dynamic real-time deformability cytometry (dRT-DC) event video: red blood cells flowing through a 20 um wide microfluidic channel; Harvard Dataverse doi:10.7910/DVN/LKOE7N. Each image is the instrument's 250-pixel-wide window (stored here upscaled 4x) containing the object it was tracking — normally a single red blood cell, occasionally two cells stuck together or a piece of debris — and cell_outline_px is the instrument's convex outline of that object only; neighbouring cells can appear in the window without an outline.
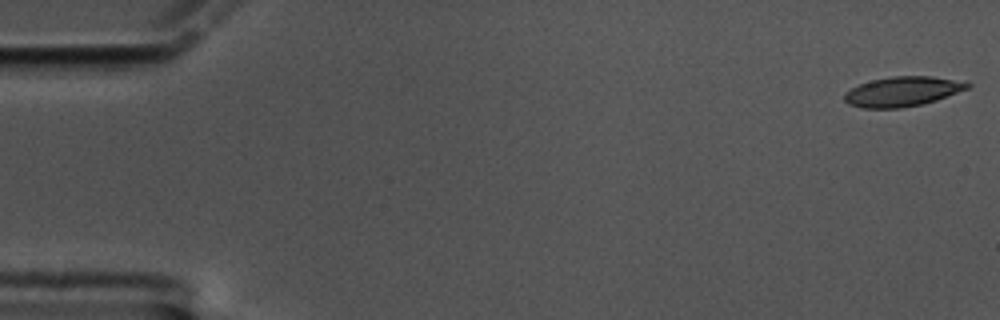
{"species": "common noctule bat (a hibernating species)", "species_latin": "Nyctalus noctula", "temperature_condition": "cold", "stored_images_in_passage": 59, "camera_frame_rate_fps": 3000, "um_per_image_px": 0.085, "animal": {"sex": "male", "body_mass_g": 17.5, "forearm_length_mm": 52.3}, "frame": {"image": 1, "passage_image": 1, "time_ms": 0.0, "image_size_px": [1000, 320], "cell_outline_px": [[972, 84], [968, 88], [936, 100], [920, 104], [900, 108], [860, 108], [848, 104], [844, 100], [844, 92], [860, 84], [872, 80], [892, 76], [932, 76]], "centroid_in_image_um": [76.64, 7.78], "position_along_channel_um": 8.4, "area_um2": 21.04}}
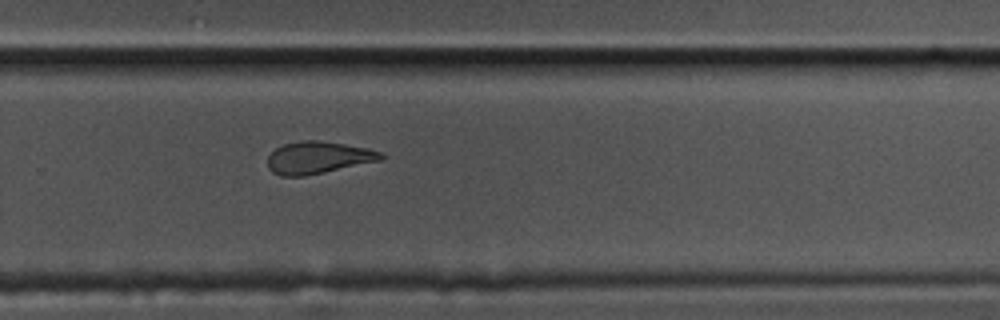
{"frame": {"image": 2, "passage_image": 39, "time_ms": 12.667, "image_size_px": [1000, 320], "cell_outline_px": [[384, 160], [304, 176], [280, 176], [272, 172], [268, 168], [268, 156], [276, 148], [284, 144], [304, 140], [316, 140], [344, 144], [368, 148], [380, 152], [384, 156]], "centroid_in_image_um": [27.05, 13.4], "position_along_channel_um": 302.8, "area_um2": 21.21}}
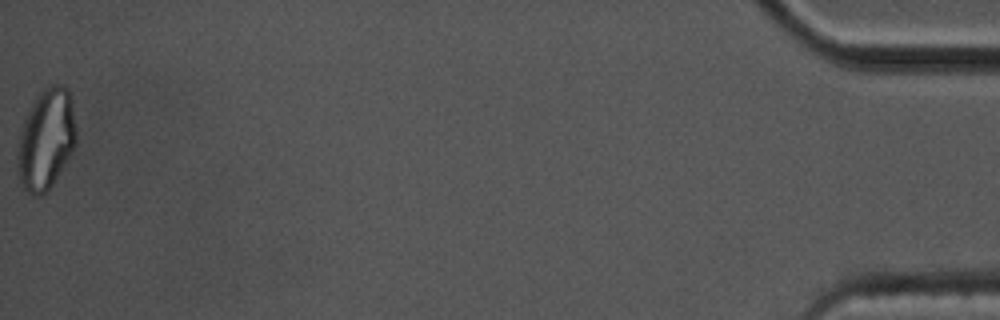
{"frame": {"image": 3, "passage_image": 59, "time_ms": 19.333, "image_size_px": [1000, 320], "cell_outline_px": [[76, 144], [72, 152], [52, 184], [40, 196], [32, 196], [20, 184], [16, 168], [16, 152], [20, 128], [24, 116], [36, 96], [44, 88], [52, 84], [64, 84], [68, 88], [72, 100], [76, 128]], "centroid_in_image_um": [3.89, 11.81], "position_along_channel_um": 431.3, "area_um2": 35.08}, "authors_computed_cell_mechanics": {"area_um2": 22.1374, "velocity_mm_per_s": 3.405, "shape_relaxation_time_tau1_ms": 7.6919, "shape_relaxation_time_tau2_ms": 2.4719, "deformation_change_tau1": 0.2182, "deformation_change_tau2": 0.1004}}